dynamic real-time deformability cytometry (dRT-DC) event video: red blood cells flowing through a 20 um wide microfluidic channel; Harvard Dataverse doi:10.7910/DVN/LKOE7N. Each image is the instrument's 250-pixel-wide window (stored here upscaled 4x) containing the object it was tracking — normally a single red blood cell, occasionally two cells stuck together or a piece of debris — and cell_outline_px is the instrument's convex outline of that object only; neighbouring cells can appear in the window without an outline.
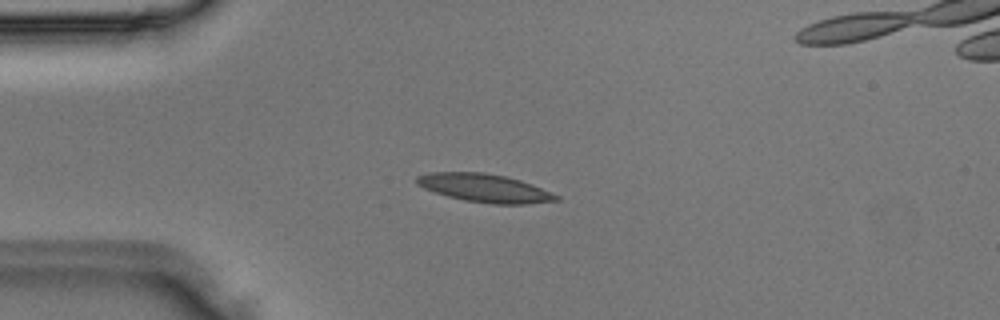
{"species": "Egyptian fruit bat (a non-hibernating species)", "species_latin": "Rousettus aegyptiacus", "temperature_condition": "room temperature", "stored_images_in_passage": 3, "camera_frame_rate_fps": 3000, "um_per_image_px": 0.085, "animal": {"sex": "male"}, "frame": {"image": 1, "passage_image": 2, "time_ms": 0.333, "image_size_px": [1000, 320], "cell_outline_px": [[560, 200], [524, 204], [492, 204], [464, 200], [448, 196], [424, 188], [416, 184], [416, 176], [428, 172], [484, 172], [504, 176], [520, 180], [532, 184], [560, 196]], "centroid_in_image_um": [41.19, 15.98], "position_along_channel_um": 43.8, "area_um2": 22.89}}